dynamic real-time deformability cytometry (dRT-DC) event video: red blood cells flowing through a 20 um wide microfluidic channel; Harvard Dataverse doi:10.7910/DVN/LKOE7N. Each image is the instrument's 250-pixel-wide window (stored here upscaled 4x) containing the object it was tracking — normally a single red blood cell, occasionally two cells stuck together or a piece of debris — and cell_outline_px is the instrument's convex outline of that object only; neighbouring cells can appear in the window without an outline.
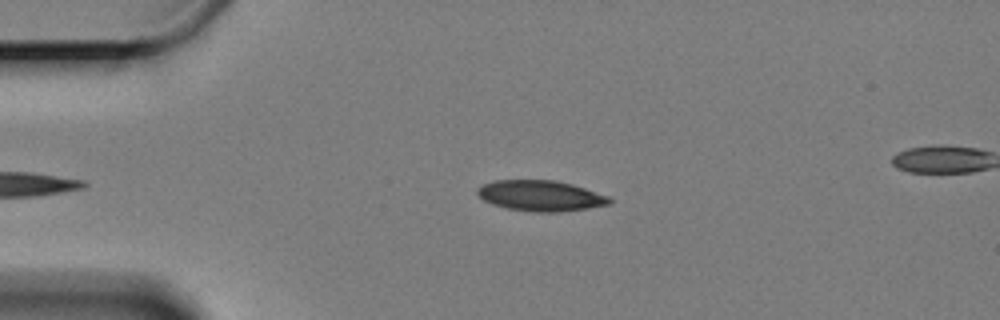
{"species": "Egyptian fruit bat (a non-hibernating species)", "species_latin": "Rousettus aegyptiacus", "temperature_condition": "cold", "stored_images_in_passage": 44, "camera_frame_rate_fps": 3000, "um_per_image_px": 0.085, "animal": {"sex": "female"}, "frame": {"image": 1, "passage_image": 3, "time_ms": 0.667, "image_size_px": [1000, 320], "cell_outline_px": [[612, 204], [588, 208], [560, 212], [536, 212], [508, 208], [492, 204], [484, 200], [476, 192], [476, 188], [484, 184], [496, 180], [556, 180], [572, 184], [608, 196], [612, 200]], "centroid_in_image_um": [45.96, 16.64], "position_along_channel_um": 39.0, "area_um2": 23.52}}
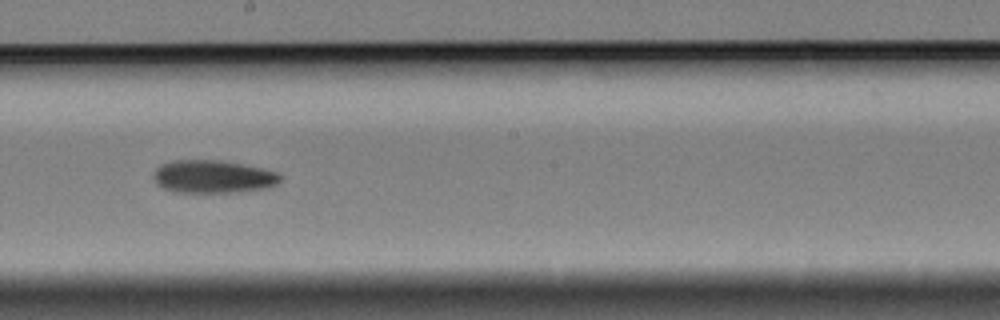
{"frame": {"image": 2, "passage_image": 23, "time_ms": 7.333, "image_size_px": [1000, 320], "cell_outline_px": [[280, 180], [276, 184], [260, 188], [232, 192], [172, 192], [160, 188], [156, 184], [152, 176], [156, 168], [160, 164], [172, 160], [220, 160], [280, 172]], "centroid_in_image_um": [18.0, 15.01], "position_along_channel_um": 230.2, "area_um2": 24.22}}
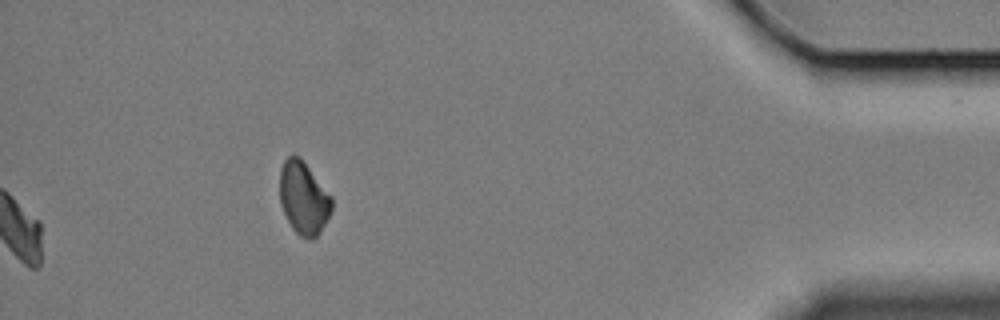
{"frame": {"image": 3, "passage_image": 44, "time_ms": 14.333, "image_size_px": [1000, 320], "cell_outline_px": [[332, 208], [320, 232], [316, 236], [300, 236], [292, 228], [280, 204], [280, 168], [284, 160], [288, 156], [300, 156], [332, 196]], "centroid_in_image_um": [25.79, 16.78], "position_along_channel_um": 409.4, "area_um2": 21.73}}